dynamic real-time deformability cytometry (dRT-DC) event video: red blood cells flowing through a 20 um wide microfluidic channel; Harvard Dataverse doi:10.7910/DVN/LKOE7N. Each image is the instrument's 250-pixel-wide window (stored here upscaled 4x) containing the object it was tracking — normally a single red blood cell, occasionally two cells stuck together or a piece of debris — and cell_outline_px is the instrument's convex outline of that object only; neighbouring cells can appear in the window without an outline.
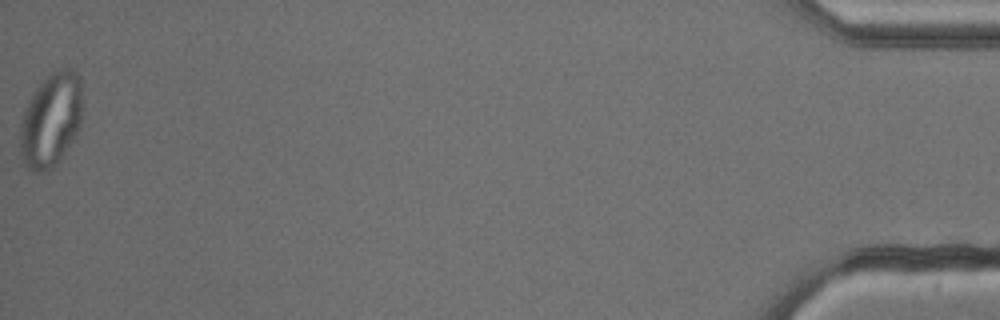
{"species": "common noctule bat (a hibernating species)", "species_latin": "Nyctalus noctula", "temperature_condition": "cold", "stored_images_in_passage": 41, "camera_frame_rate_fps": 3000, "um_per_image_px": 0.085, "animal": {"sex": "male", "body_mass_g": 13.3}, "frame": {"image": 1, "passage_image": 41, "time_ms": 13.333, "image_size_px": [1000, 320], "cell_outline_px": [[80, 128], [64, 152], [52, 168], [44, 172], [32, 172], [24, 164], [20, 152], [20, 124], [24, 108], [36, 88], [56, 68], [72, 68], [76, 72], [80, 80]], "centroid_in_image_um": [4.29, 10.2], "position_along_channel_um": 430.9, "area_um2": 33.87}}